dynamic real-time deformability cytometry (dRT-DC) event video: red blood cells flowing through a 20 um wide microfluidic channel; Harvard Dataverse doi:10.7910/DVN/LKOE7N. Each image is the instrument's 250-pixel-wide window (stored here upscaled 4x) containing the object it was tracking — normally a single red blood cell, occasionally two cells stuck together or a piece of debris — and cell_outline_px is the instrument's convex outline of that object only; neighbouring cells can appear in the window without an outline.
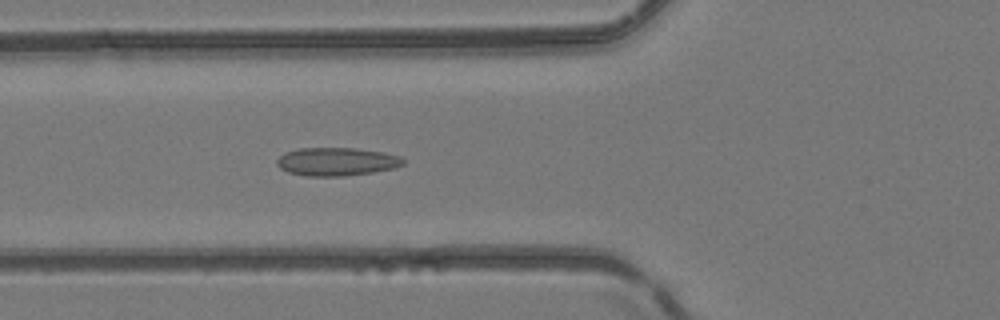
{"species": "common noctule bat (a hibernating species)", "species_latin": "Nyctalus noctula", "temperature_condition": "room temperature", "stored_images_in_passage": 36, "camera_frame_rate_fps": 3000, "um_per_image_px": 0.085, "animal": {"sex": "female", "body_mass_g": 24.6, "forearm_length_mm": 56.2}, "frame": {"image": 1, "passage_image": 4, "time_ms": 1.0, "image_size_px": [1000, 320], "cell_outline_px": [[404, 164], [392, 168], [372, 172], [344, 176], [308, 176], [288, 172], [280, 168], [276, 164], [276, 160], [284, 152], [300, 148], [356, 148], [384, 152], [400, 156], [404, 160]], "centroid_in_image_um": [28.59, 13.73], "position_along_channel_um": 97.2, "area_um2": 20.75}}
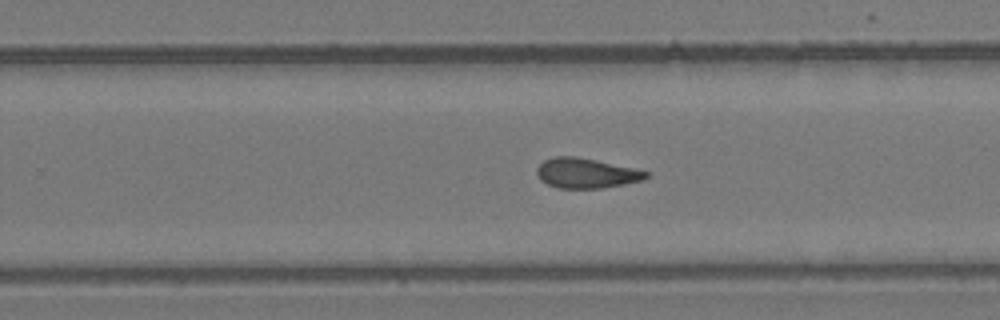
{"frame": {"image": 2, "passage_image": 17, "time_ms": 5.333, "image_size_px": [1000, 320], "cell_outline_px": [[648, 176], [644, 180], [624, 184], [600, 188], [556, 188], [540, 180], [536, 172], [536, 168], [544, 160], [552, 156], [572, 156], [632, 168], [648, 172]], "centroid_in_image_um": [49.77, 14.73], "position_along_channel_um": 280.0, "area_um2": 18.79}}
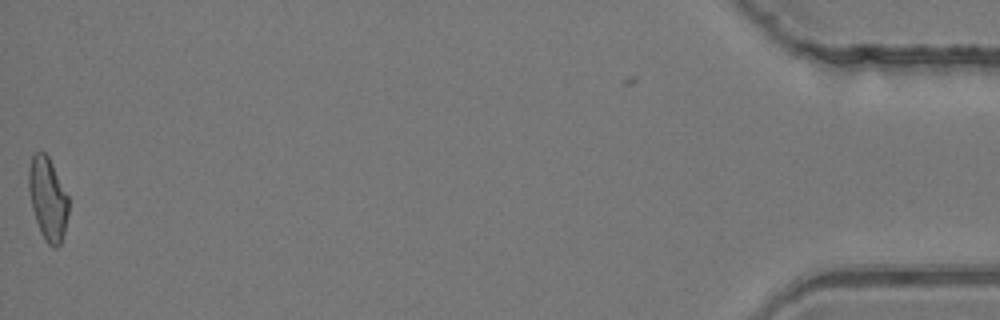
{"frame": {"image": 3, "passage_image": 35, "time_ms": 11.333, "image_size_px": [1000, 320], "cell_outline_px": [[68, 212], [64, 232], [60, 244], [56, 248], [52, 248], [44, 240], [40, 232], [32, 208], [28, 192], [28, 168], [32, 156], [36, 152], [44, 152], [48, 156], [68, 196]], "centroid_in_image_um": [4.04, 16.91], "position_along_channel_um": 431.2, "area_um2": 19.19}, "authors_computed_cell_mechanics": {"area_um2": 19.0451, "velocity_mm_per_s": 4.2187, "shape_relaxation_time_tau1_ms": 10.5072, "shape_relaxation_time_tau2_ms": 1.8893, "deformation_change_tau1": 0.2047, "deformation_change_tau2": 0.1049}}